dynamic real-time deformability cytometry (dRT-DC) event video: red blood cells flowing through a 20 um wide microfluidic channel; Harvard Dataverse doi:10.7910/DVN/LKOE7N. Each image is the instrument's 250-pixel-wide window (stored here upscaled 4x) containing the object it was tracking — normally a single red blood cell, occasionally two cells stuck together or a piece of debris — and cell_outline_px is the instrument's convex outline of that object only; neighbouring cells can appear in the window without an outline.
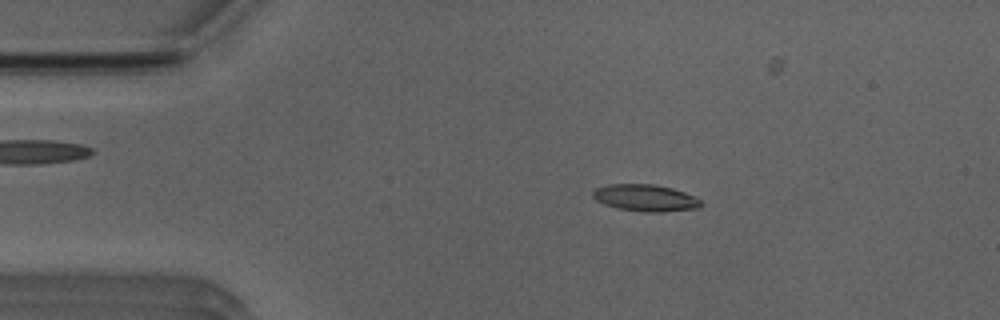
{"species": "Egyptian fruit bat (a non-hibernating species)", "species_latin": "Rousettus aegyptiacus", "temperature_condition": "room temperature", "stored_images_in_passage": 47, "camera_frame_rate_fps": 3000, "um_per_image_px": 0.085, "animal": {"sex": "male"}, "frame": {"image": 1, "passage_image": 4, "time_ms": 1.0, "image_size_px": [1000, 320], "cell_outline_px": [[700, 208], [660, 212], [644, 212], [616, 208], [604, 204], [596, 200], [592, 196], [592, 192], [596, 188], [612, 184], [652, 184], [672, 188], [696, 196], [700, 200]], "centroid_in_image_um": [54.85, 16.82], "position_along_channel_um": 30.1, "area_um2": 16.88}}
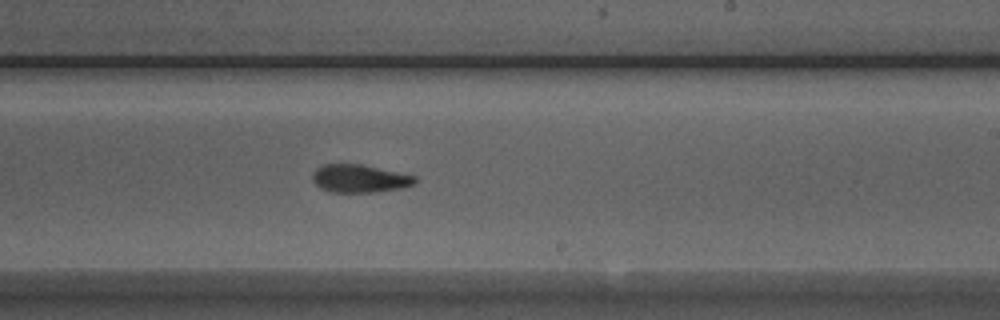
{"frame": {"image": 2, "passage_image": 25, "time_ms": 8.0, "image_size_px": [1000, 320], "cell_outline_px": [[416, 184], [400, 188], [376, 192], [332, 192], [320, 188], [312, 180], [312, 172], [320, 164], [360, 164], [416, 176]], "centroid_in_image_um": [30.53, 15.17], "position_along_channel_um": 258.5, "area_um2": 16.7}}
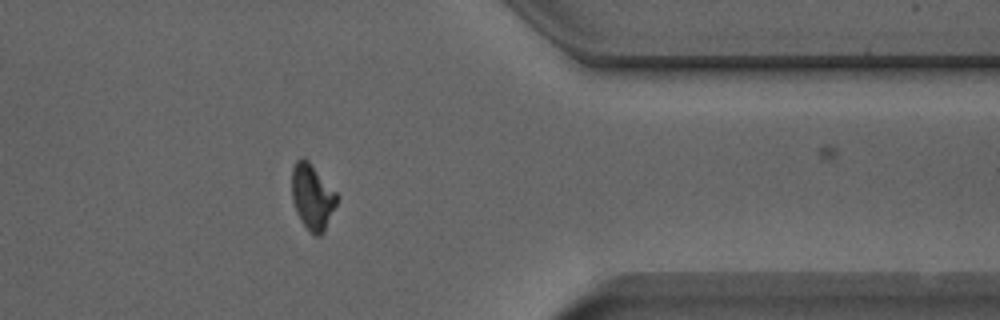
{"frame": {"image": 3, "passage_image": 36, "time_ms": 11.667, "image_size_px": [1000, 320], "cell_outline_px": [[340, 196], [324, 232], [320, 236], [316, 236], [300, 220], [296, 212], [292, 200], [292, 168], [296, 160], [304, 156], [308, 160]], "centroid_in_image_um": [26.55, 16.71], "position_along_channel_um": 384.8, "area_um2": 17.28}, "authors_computed_cell_mechanics": {"area_um2": 16.9932, "velocity_mm_per_s": 3.935, "shape_relaxation_time_tau1_ms": 4.752, "shape_relaxation_time_tau2_ms": 2.5302, "deformation_change_tau1": 0.1573, "deformation_change_tau2": 0.0937}}